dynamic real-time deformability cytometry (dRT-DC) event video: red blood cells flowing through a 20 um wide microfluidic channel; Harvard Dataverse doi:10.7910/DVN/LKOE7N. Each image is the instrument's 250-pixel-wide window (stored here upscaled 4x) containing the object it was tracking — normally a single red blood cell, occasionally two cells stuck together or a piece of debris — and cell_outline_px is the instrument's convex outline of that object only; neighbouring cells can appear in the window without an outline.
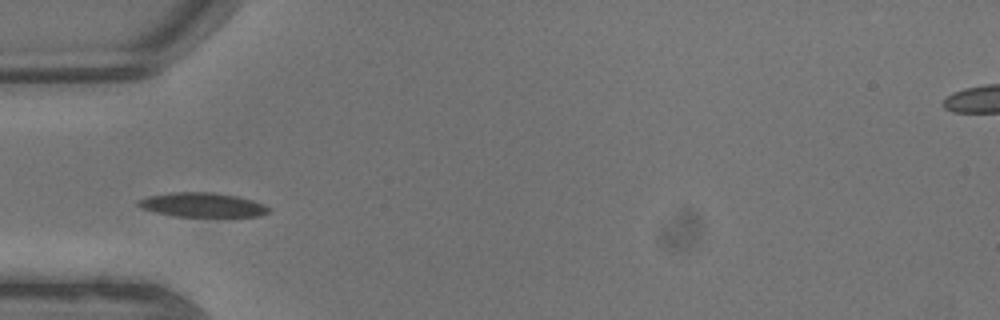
{"species": "common noctule bat (a hibernating species)", "species_latin": "Nyctalus noctula", "temperature_condition": "warm", "stored_images_in_passage": 7, "camera_frame_rate_fps": 3000, "um_per_image_px": 0.085, "animal": {"sex": "male", "body_mass_g": 13.3}, "frame": {"image": 1, "passage_image": 5, "time_ms": 1.333, "image_size_px": [1000, 320], "cell_outline_px": [[268, 212], [260, 216], [176, 216], [156, 212], [140, 208], [136, 204], [136, 200], [148, 196], [172, 192], [212, 192], [236, 196], [252, 200], [264, 204], [268, 208]], "centroid_in_image_um": [17.14, 17.4], "position_along_channel_um": 67.9, "area_um2": 18.32}}
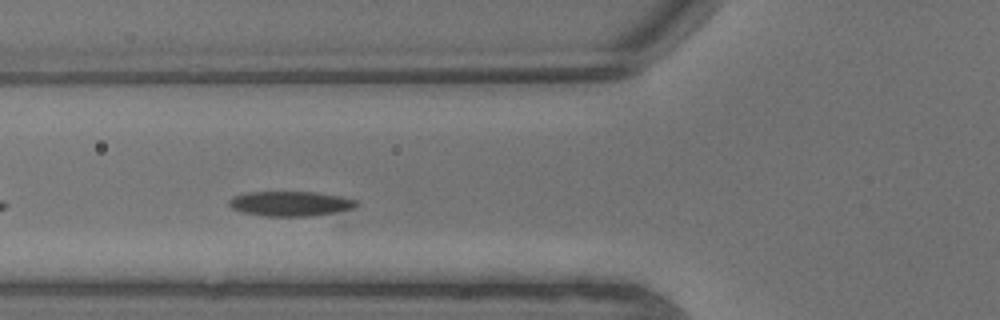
{"frame": {"image": 2, "passage_image": 6, "time_ms": 1.667, "image_size_px": [1000, 320], "cell_outline_px": [[360, 204], [352, 208], [340, 212], [312, 216], [264, 216], [244, 212], [232, 208], [228, 204], [228, 200], [232, 196], [248, 192], [316, 192], [340, 196], [356, 200]], "centroid_in_image_um": [24.7, 17.31], "position_along_channel_um": 101.1, "area_um2": 18.55}}